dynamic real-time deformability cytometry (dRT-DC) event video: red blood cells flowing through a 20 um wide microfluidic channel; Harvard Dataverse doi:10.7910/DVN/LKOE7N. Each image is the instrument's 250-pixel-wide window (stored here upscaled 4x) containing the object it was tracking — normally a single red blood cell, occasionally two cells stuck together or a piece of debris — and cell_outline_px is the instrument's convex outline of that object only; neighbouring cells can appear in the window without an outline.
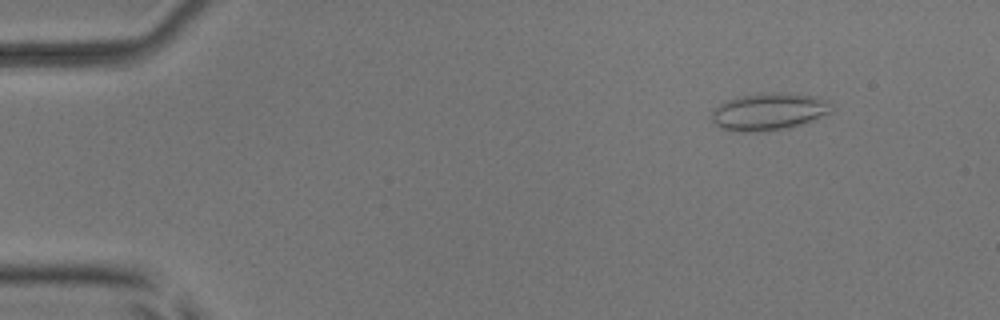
{"species": "common noctule bat (a hibernating species)", "species_latin": "Nyctalus noctula", "temperature_condition": "room temperature", "stored_images_in_passage": 17, "camera_frame_rate_fps": 3000, "um_per_image_px": 0.085, "animal": {"sex": "male", "body_mass_g": 17.9, "forearm_length_mm": 54.2}, "frame": {"image": 1, "passage_image": 6, "time_ms": 1.667, "image_size_px": [1000, 320], "cell_outline_px": [[832, 104], [828, 112], [812, 120], [788, 128], [760, 132], [740, 132], [720, 128], [712, 120], [712, 108], [736, 96], [768, 92], [788, 92], [816, 96], [828, 100]], "centroid_in_image_um": [65.32, 9.47], "position_along_channel_um": 19.7, "area_um2": 26.18}}